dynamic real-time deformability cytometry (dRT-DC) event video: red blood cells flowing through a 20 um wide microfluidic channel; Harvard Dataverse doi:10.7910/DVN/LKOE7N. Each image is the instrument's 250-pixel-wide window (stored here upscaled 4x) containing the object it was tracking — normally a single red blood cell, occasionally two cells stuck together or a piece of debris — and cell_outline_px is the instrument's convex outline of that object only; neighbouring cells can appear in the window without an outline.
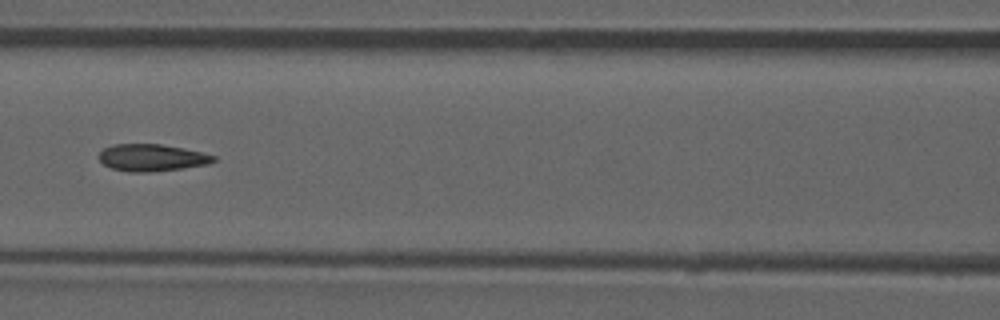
{"species": "common noctule bat (a hibernating species)", "species_latin": "Nyctalus noctula", "temperature_condition": "room temperature", "stored_images_in_passage": 52, "camera_frame_rate_fps": 3000, "um_per_image_px": 0.085, "animal": {"sex": "male", "forearm_length_mm": 52.5}, "frame": {"image": 1, "passage_image": 23, "time_ms": 7.333, "image_size_px": [1000, 320], "cell_outline_px": [[216, 160], [208, 164], [180, 168], [148, 172], [128, 172], [112, 168], [104, 164], [96, 156], [104, 148], [112, 144], [160, 144], [184, 148], [216, 156]], "centroid_in_image_um": [12.87, 13.39], "position_along_channel_um": 153.7, "area_um2": 17.98}, "authors_computed_cell_mechanics": {"area_um2": 18.496, "velocity_mm_per_s": 3.893, "shape_relaxation_time_tau1_ms": null, "shape_relaxation_time_tau2_ms": 1.9602, "deformation_change_tau1": null, "deformation_change_tau2": 0.0801}}